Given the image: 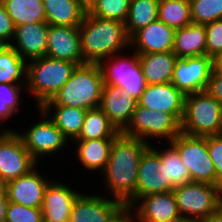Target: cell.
<instances>
[{
	"instance_id": "4fadbf2b",
	"label": "cell",
	"mask_w": 222,
	"mask_h": 222,
	"mask_svg": "<svg viewBox=\"0 0 222 222\" xmlns=\"http://www.w3.org/2000/svg\"><path fill=\"white\" fill-rule=\"evenodd\" d=\"M173 187L166 181V164L149 146L142 154L138 164L136 200L149 194L171 192Z\"/></svg>"
},
{
	"instance_id": "ffe728a7",
	"label": "cell",
	"mask_w": 222,
	"mask_h": 222,
	"mask_svg": "<svg viewBox=\"0 0 222 222\" xmlns=\"http://www.w3.org/2000/svg\"><path fill=\"white\" fill-rule=\"evenodd\" d=\"M174 34L175 29L157 19L130 37L129 51L138 54L172 51Z\"/></svg>"
},
{
	"instance_id": "b9f144b4",
	"label": "cell",
	"mask_w": 222,
	"mask_h": 222,
	"mask_svg": "<svg viewBox=\"0 0 222 222\" xmlns=\"http://www.w3.org/2000/svg\"><path fill=\"white\" fill-rule=\"evenodd\" d=\"M107 222H137L133 209L129 205H122Z\"/></svg>"
},
{
	"instance_id": "f546056e",
	"label": "cell",
	"mask_w": 222,
	"mask_h": 222,
	"mask_svg": "<svg viewBox=\"0 0 222 222\" xmlns=\"http://www.w3.org/2000/svg\"><path fill=\"white\" fill-rule=\"evenodd\" d=\"M151 145L150 147L160 156L162 164H166V181H169L173 188L191 182L188 169L180 159L177 149L170 142L164 144L166 148L162 147L163 150L160 149V146L155 148L154 144Z\"/></svg>"
},
{
	"instance_id": "ee69618b",
	"label": "cell",
	"mask_w": 222,
	"mask_h": 222,
	"mask_svg": "<svg viewBox=\"0 0 222 222\" xmlns=\"http://www.w3.org/2000/svg\"><path fill=\"white\" fill-rule=\"evenodd\" d=\"M76 1L78 2L80 8L85 13H90L98 2V0H76Z\"/></svg>"
},
{
	"instance_id": "44dd1931",
	"label": "cell",
	"mask_w": 222,
	"mask_h": 222,
	"mask_svg": "<svg viewBox=\"0 0 222 222\" xmlns=\"http://www.w3.org/2000/svg\"><path fill=\"white\" fill-rule=\"evenodd\" d=\"M131 207L137 222H162L181 216L172 191L142 196Z\"/></svg>"
},
{
	"instance_id": "7402d4cb",
	"label": "cell",
	"mask_w": 222,
	"mask_h": 222,
	"mask_svg": "<svg viewBox=\"0 0 222 222\" xmlns=\"http://www.w3.org/2000/svg\"><path fill=\"white\" fill-rule=\"evenodd\" d=\"M48 26L47 22L16 26L10 45L26 62L46 56Z\"/></svg>"
},
{
	"instance_id": "52a82bcc",
	"label": "cell",
	"mask_w": 222,
	"mask_h": 222,
	"mask_svg": "<svg viewBox=\"0 0 222 222\" xmlns=\"http://www.w3.org/2000/svg\"><path fill=\"white\" fill-rule=\"evenodd\" d=\"M172 192L180 215L195 222L208 218L222 205V189L217 185L191 181Z\"/></svg>"
},
{
	"instance_id": "e0dca14e",
	"label": "cell",
	"mask_w": 222,
	"mask_h": 222,
	"mask_svg": "<svg viewBox=\"0 0 222 222\" xmlns=\"http://www.w3.org/2000/svg\"><path fill=\"white\" fill-rule=\"evenodd\" d=\"M59 180L53 178L44 191L41 210L47 222H68L73 203L80 194L71 185Z\"/></svg>"
},
{
	"instance_id": "7bdbcfd3",
	"label": "cell",
	"mask_w": 222,
	"mask_h": 222,
	"mask_svg": "<svg viewBox=\"0 0 222 222\" xmlns=\"http://www.w3.org/2000/svg\"><path fill=\"white\" fill-rule=\"evenodd\" d=\"M8 203L4 184L0 183V222L6 221Z\"/></svg>"
},
{
	"instance_id": "2e32d148",
	"label": "cell",
	"mask_w": 222,
	"mask_h": 222,
	"mask_svg": "<svg viewBox=\"0 0 222 222\" xmlns=\"http://www.w3.org/2000/svg\"><path fill=\"white\" fill-rule=\"evenodd\" d=\"M104 193H80L73 203L68 222H107L123 205Z\"/></svg>"
},
{
	"instance_id": "83f0119b",
	"label": "cell",
	"mask_w": 222,
	"mask_h": 222,
	"mask_svg": "<svg viewBox=\"0 0 222 222\" xmlns=\"http://www.w3.org/2000/svg\"><path fill=\"white\" fill-rule=\"evenodd\" d=\"M9 14L14 27L46 22L43 0H0Z\"/></svg>"
},
{
	"instance_id": "6da1fadb",
	"label": "cell",
	"mask_w": 222,
	"mask_h": 222,
	"mask_svg": "<svg viewBox=\"0 0 222 222\" xmlns=\"http://www.w3.org/2000/svg\"><path fill=\"white\" fill-rule=\"evenodd\" d=\"M150 145L139 138L120 133L113 141L103 176L110 198L131 206L136 201L138 164ZM105 182V183H104Z\"/></svg>"
},
{
	"instance_id": "5b68a950",
	"label": "cell",
	"mask_w": 222,
	"mask_h": 222,
	"mask_svg": "<svg viewBox=\"0 0 222 222\" xmlns=\"http://www.w3.org/2000/svg\"><path fill=\"white\" fill-rule=\"evenodd\" d=\"M181 133L200 137L222 133V103L206 90L185 95Z\"/></svg>"
},
{
	"instance_id": "74e56055",
	"label": "cell",
	"mask_w": 222,
	"mask_h": 222,
	"mask_svg": "<svg viewBox=\"0 0 222 222\" xmlns=\"http://www.w3.org/2000/svg\"><path fill=\"white\" fill-rule=\"evenodd\" d=\"M207 149L214 163L217 186L222 189V133L206 136Z\"/></svg>"
},
{
	"instance_id": "836d02e7",
	"label": "cell",
	"mask_w": 222,
	"mask_h": 222,
	"mask_svg": "<svg viewBox=\"0 0 222 222\" xmlns=\"http://www.w3.org/2000/svg\"><path fill=\"white\" fill-rule=\"evenodd\" d=\"M23 90L26 91L22 84L0 83V131L5 122L22 109L20 103L24 99L21 97Z\"/></svg>"
},
{
	"instance_id": "d4e9b609",
	"label": "cell",
	"mask_w": 222,
	"mask_h": 222,
	"mask_svg": "<svg viewBox=\"0 0 222 222\" xmlns=\"http://www.w3.org/2000/svg\"><path fill=\"white\" fill-rule=\"evenodd\" d=\"M172 52L179 58L205 55V26L191 23L183 28L176 29Z\"/></svg>"
},
{
	"instance_id": "277c9868",
	"label": "cell",
	"mask_w": 222,
	"mask_h": 222,
	"mask_svg": "<svg viewBox=\"0 0 222 222\" xmlns=\"http://www.w3.org/2000/svg\"><path fill=\"white\" fill-rule=\"evenodd\" d=\"M77 66L76 63L47 56L27 62L25 89L27 95H31L37 102L36 109L53 98Z\"/></svg>"
},
{
	"instance_id": "c3c4849f",
	"label": "cell",
	"mask_w": 222,
	"mask_h": 222,
	"mask_svg": "<svg viewBox=\"0 0 222 222\" xmlns=\"http://www.w3.org/2000/svg\"><path fill=\"white\" fill-rule=\"evenodd\" d=\"M7 45V43L0 39V52L3 51Z\"/></svg>"
},
{
	"instance_id": "f35d334b",
	"label": "cell",
	"mask_w": 222,
	"mask_h": 222,
	"mask_svg": "<svg viewBox=\"0 0 222 222\" xmlns=\"http://www.w3.org/2000/svg\"><path fill=\"white\" fill-rule=\"evenodd\" d=\"M204 26L206 31V54L212 57L222 50V19Z\"/></svg>"
},
{
	"instance_id": "f6af8a7d",
	"label": "cell",
	"mask_w": 222,
	"mask_h": 222,
	"mask_svg": "<svg viewBox=\"0 0 222 222\" xmlns=\"http://www.w3.org/2000/svg\"><path fill=\"white\" fill-rule=\"evenodd\" d=\"M212 70L222 72V50L212 56Z\"/></svg>"
},
{
	"instance_id": "1f68e13d",
	"label": "cell",
	"mask_w": 222,
	"mask_h": 222,
	"mask_svg": "<svg viewBox=\"0 0 222 222\" xmlns=\"http://www.w3.org/2000/svg\"><path fill=\"white\" fill-rule=\"evenodd\" d=\"M157 16L175 30L193 23L189 0H159Z\"/></svg>"
},
{
	"instance_id": "8fae6325",
	"label": "cell",
	"mask_w": 222,
	"mask_h": 222,
	"mask_svg": "<svg viewBox=\"0 0 222 222\" xmlns=\"http://www.w3.org/2000/svg\"><path fill=\"white\" fill-rule=\"evenodd\" d=\"M17 129L5 128L0 131V183L28 174L39 163L25 148Z\"/></svg>"
},
{
	"instance_id": "ba28073f",
	"label": "cell",
	"mask_w": 222,
	"mask_h": 222,
	"mask_svg": "<svg viewBox=\"0 0 222 222\" xmlns=\"http://www.w3.org/2000/svg\"><path fill=\"white\" fill-rule=\"evenodd\" d=\"M125 51L100 61L103 83L114 85L136 100L140 98L147 85L138 60V53Z\"/></svg>"
},
{
	"instance_id": "4316f807",
	"label": "cell",
	"mask_w": 222,
	"mask_h": 222,
	"mask_svg": "<svg viewBox=\"0 0 222 222\" xmlns=\"http://www.w3.org/2000/svg\"><path fill=\"white\" fill-rule=\"evenodd\" d=\"M49 25L79 26L85 16L76 0H43Z\"/></svg>"
},
{
	"instance_id": "8992f818",
	"label": "cell",
	"mask_w": 222,
	"mask_h": 222,
	"mask_svg": "<svg viewBox=\"0 0 222 222\" xmlns=\"http://www.w3.org/2000/svg\"><path fill=\"white\" fill-rule=\"evenodd\" d=\"M121 133L128 137L139 138L149 145L160 138L161 141L164 138L163 140L169 143L181 133V122L173 114L137 105L130 123Z\"/></svg>"
},
{
	"instance_id": "603a6c76",
	"label": "cell",
	"mask_w": 222,
	"mask_h": 222,
	"mask_svg": "<svg viewBox=\"0 0 222 222\" xmlns=\"http://www.w3.org/2000/svg\"><path fill=\"white\" fill-rule=\"evenodd\" d=\"M115 138L74 140L77 161L90 172H103L108 163L110 150Z\"/></svg>"
},
{
	"instance_id": "ac0fdd59",
	"label": "cell",
	"mask_w": 222,
	"mask_h": 222,
	"mask_svg": "<svg viewBox=\"0 0 222 222\" xmlns=\"http://www.w3.org/2000/svg\"><path fill=\"white\" fill-rule=\"evenodd\" d=\"M137 101L138 106L173 114L180 122L182 120L185 95L171 82L147 84Z\"/></svg>"
},
{
	"instance_id": "4dcf8cb0",
	"label": "cell",
	"mask_w": 222,
	"mask_h": 222,
	"mask_svg": "<svg viewBox=\"0 0 222 222\" xmlns=\"http://www.w3.org/2000/svg\"><path fill=\"white\" fill-rule=\"evenodd\" d=\"M27 62L7 45L0 52V83L22 84L26 86Z\"/></svg>"
},
{
	"instance_id": "cb8c5ba5",
	"label": "cell",
	"mask_w": 222,
	"mask_h": 222,
	"mask_svg": "<svg viewBox=\"0 0 222 222\" xmlns=\"http://www.w3.org/2000/svg\"><path fill=\"white\" fill-rule=\"evenodd\" d=\"M176 59L177 56L172 51L138 54V60L146 83H170Z\"/></svg>"
},
{
	"instance_id": "3957f363",
	"label": "cell",
	"mask_w": 222,
	"mask_h": 222,
	"mask_svg": "<svg viewBox=\"0 0 222 222\" xmlns=\"http://www.w3.org/2000/svg\"><path fill=\"white\" fill-rule=\"evenodd\" d=\"M103 78L98 64L78 65L69 80L43 105H61L86 110L99 108Z\"/></svg>"
},
{
	"instance_id": "9a60e30c",
	"label": "cell",
	"mask_w": 222,
	"mask_h": 222,
	"mask_svg": "<svg viewBox=\"0 0 222 222\" xmlns=\"http://www.w3.org/2000/svg\"><path fill=\"white\" fill-rule=\"evenodd\" d=\"M46 56L85 64L81 52L79 26L49 25Z\"/></svg>"
},
{
	"instance_id": "7c38bea8",
	"label": "cell",
	"mask_w": 222,
	"mask_h": 222,
	"mask_svg": "<svg viewBox=\"0 0 222 222\" xmlns=\"http://www.w3.org/2000/svg\"><path fill=\"white\" fill-rule=\"evenodd\" d=\"M212 73V57L207 54L177 57L171 83L184 95L206 90Z\"/></svg>"
},
{
	"instance_id": "484cf974",
	"label": "cell",
	"mask_w": 222,
	"mask_h": 222,
	"mask_svg": "<svg viewBox=\"0 0 222 222\" xmlns=\"http://www.w3.org/2000/svg\"><path fill=\"white\" fill-rule=\"evenodd\" d=\"M40 108L61 130L70 143L79 136L84 124L86 109L61 105H42Z\"/></svg>"
},
{
	"instance_id": "60d3db41",
	"label": "cell",
	"mask_w": 222,
	"mask_h": 222,
	"mask_svg": "<svg viewBox=\"0 0 222 222\" xmlns=\"http://www.w3.org/2000/svg\"><path fill=\"white\" fill-rule=\"evenodd\" d=\"M206 91L222 103V72L212 70Z\"/></svg>"
},
{
	"instance_id": "f1b7e54d",
	"label": "cell",
	"mask_w": 222,
	"mask_h": 222,
	"mask_svg": "<svg viewBox=\"0 0 222 222\" xmlns=\"http://www.w3.org/2000/svg\"><path fill=\"white\" fill-rule=\"evenodd\" d=\"M120 133L107 115L100 108H95L87 110L84 124L75 140L116 138Z\"/></svg>"
},
{
	"instance_id": "8d00e7d4",
	"label": "cell",
	"mask_w": 222,
	"mask_h": 222,
	"mask_svg": "<svg viewBox=\"0 0 222 222\" xmlns=\"http://www.w3.org/2000/svg\"><path fill=\"white\" fill-rule=\"evenodd\" d=\"M43 213L41 208H31L9 202L5 222H41Z\"/></svg>"
},
{
	"instance_id": "30bf717a",
	"label": "cell",
	"mask_w": 222,
	"mask_h": 222,
	"mask_svg": "<svg viewBox=\"0 0 222 222\" xmlns=\"http://www.w3.org/2000/svg\"><path fill=\"white\" fill-rule=\"evenodd\" d=\"M178 151L193 182L217 185L215 166L207 149L206 136L176 135L170 142Z\"/></svg>"
},
{
	"instance_id": "9c48e42d",
	"label": "cell",
	"mask_w": 222,
	"mask_h": 222,
	"mask_svg": "<svg viewBox=\"0 0 222 222\" xmlns=\"http://www.w3.org/2000/svg\"><path fill=\"white\" fill-rule=\"evenodd\" d=\"M38 109L39 121L37 123L35 121L33 125L27 126V130L23 132L17 130L16 133L22 139L25 148L31 156L38 163H41L39 161L45 158V156L52 157V155L54 156V154L62 152L65 147H69L71 144L48 115L41 108Z\"/></svg>"
},
{
	"instance_id": "d6986e66",
	"label": "cell",
	"mask_w": 222,
	"mask_h": 222,
	"mask_svg": "<svg viewBox=\"0 0 222 222\" xmlns=\"http://www.w3.org/2000/svg\"><path fill=\"white\" fill-rule=\"evenodd\" d=\"M138 101L122 88L104 84L99 108L107 115L110 122L122 132L130 123Z\"/></svg>"
},
{
	"instance_id": "7a4b0ae2",
	"label": "cell",
	"mask_w": 222,
	"mask_h": 222,
	"mask_svg": "<svg viewBox=\"0 0 222 222\" xmlns=\"http://www.w3.org/2000/svg\"><path fill=\"white\" fill-rule=\"evenodd\" d=\"M79 34L85 63L98 64L107 57L128 51L130 47L125 23L118 20L86 13L79 25Z\"/></svg>"
},
{
	"instance_id": "e575fe53",
	"label": "cell",
	"mask_w": 222,
	"mask_h": 222,
	"mask_svg": "<svg viewBox=\"0 0 222 222\" xmlns=\"http://www.w3.org/2000/svg\"><path fill=\"white\" fill-rule=\"evenodd\" d=\"M195 24L206 25L222 19V0H189Z\"/></svg>"
},
{
	"instance_id": "5bb4252c",
	"label": "cell",
	"mask_w": 222,
	"mask_h": 222,
	"mask_svg": "<svg viewBox=\"0 0 222 222\" xmlns=\"http://www.w3.org/2000/svg\"><path fill=\"white\" fill-rule=\"evenodd\" d=\"M39 170L37 165L28 174L4 184L9 202L31 208H41L44 191L51 179L42 175Z\"/></svg>"
},
{
	"instance_id": "7dc6e473",
	"label": "cell",
	"mask_w": 222,
	"mask_h": 222,
	"mask_svg": "<svg viewBox=\"0 0 222 222\" xmlns=\"http://www.w3.org/2000/svg\"><path fill=\"white\" fill-rule=\"evenodd\" d=\"M162 222H195L194 220H191L189 218H185L183 216H179L175 219L168 220V221H162Z\"/></svg>"
},
{
	"instance_id": "d590c367",
	"label": "cell",
	"mask_w": 222,
	"mask_h": 222,
	"mask_svg": "<svg viewBox=\"0 0 222 222\" xmlns=\"http://www.w3.org/2000/svg\"><path fill=\"white\" fill-rule=\"evenodd\" d=\"M130 1L98 0L90 14L98 18L118 20L125 23L129 13Z\"/></svg>"
},
{
	"instance_id": "bcb514c9",
	"label": "cell",
	"mask_w": 222,
	"mask_h": 222,
	"mask_svg": "<svg viewBox=\"0 0 222 222\" xmlns=\"http://www.w3.org/2000/svg\"><path fill=\"white\" fill-rule=\"evenodd\" d=\"M198 222H222V205L208 218H205Z\"/></svg>"
},
{
	"instance_id": "ab89813d",
	"label": "cell",
	"mask_w": 222,
	"mask_h": 222,
	"mask_svg": "<svg viewBox=\"0 0 222 222\" xmlns=\"http://www.w3.org/2000/svg\"><path fill=\"white\" fill-rule=\"evenodd\" d=\"M14 36L15 27L12 19L0 1V39L10 45L14 39Z\"/></svg>"
},
{
	"instance_id": "d6a6232c",
	"label": "cell",
	"mask_w": 222,
	"mask_h": 222,
	"mask_svg": "<svg viewBox=\"0 0 222 222\" xmlns=\"http://www.w3.org/2000/svg\"><path fill=\"white\" fill-rule=\"evenodd\" d=\"M159 0H131L129 13L125 21L126 32L131 37L139 29L158 19Z\"/></svg>"
}]
</instances>
